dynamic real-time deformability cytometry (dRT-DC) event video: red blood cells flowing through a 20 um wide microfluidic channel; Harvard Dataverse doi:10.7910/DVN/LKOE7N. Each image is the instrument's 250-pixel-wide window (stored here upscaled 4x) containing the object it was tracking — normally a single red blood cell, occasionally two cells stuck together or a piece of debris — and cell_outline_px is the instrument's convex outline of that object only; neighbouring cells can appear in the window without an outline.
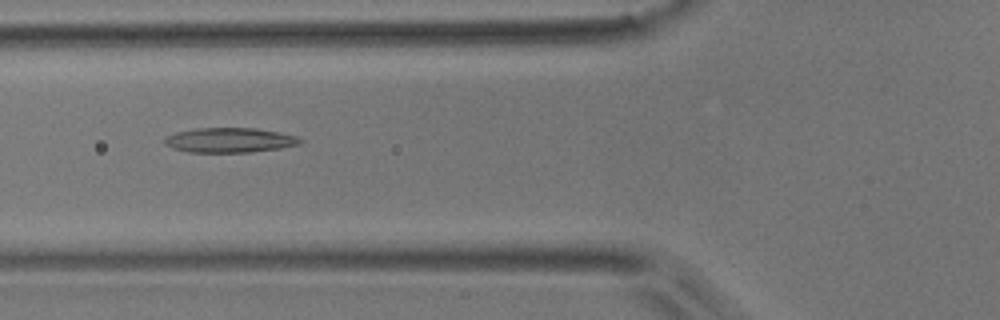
{"species": "common noctule bat (a hibernating species)", "species_latin": "Nyctalus noctula", "temperature_condition": "room temperature", "stored_images_in_passage": 8, "camera_frame_rate_fps": 3000, "um_per_image_px": 0.085, "animal": {"sex": "male", "body_mass_g": 17.9}, "frame": {"image": 1, "passage_image": 4, "time_ms": 3.667, "image_size_px": [1000, 320], "cell_outline_px": [[304, 140], [300, 144], [280, 148], [252, 152], [188, 152], [172, 148], [164, 144], [164, 140], [168, 136], [176, 132], [196, 128], [256, 128], [296, 136]], "centroid_in_image_um": [19.51, 11.91], "position_along_channel_um": 106.3, "area_um2": 19.48}}
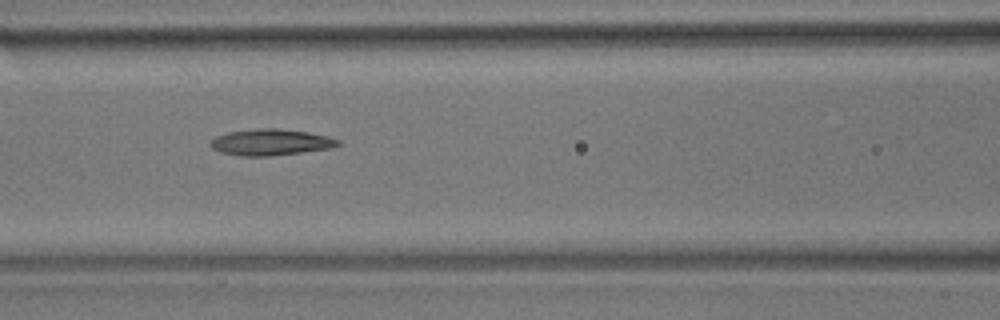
{"frame": {"image": 2, "passage_image": 5, "time_ms": 4.667, "image_size_px": [1000, 320], "cell_outline_px": [[344, 144], [332, 148], [268, 156], [240, 156], [220, 152], [212, 148], [208, 144], [216, 136], [228, 132], [260, 128], [276, 128], [308, 132], [328, 136], [340, 140]], "centroid_in_image_um": [23.03, 12.09], "position_along_channel_um": 143.6, "area_um2": 19.59}}
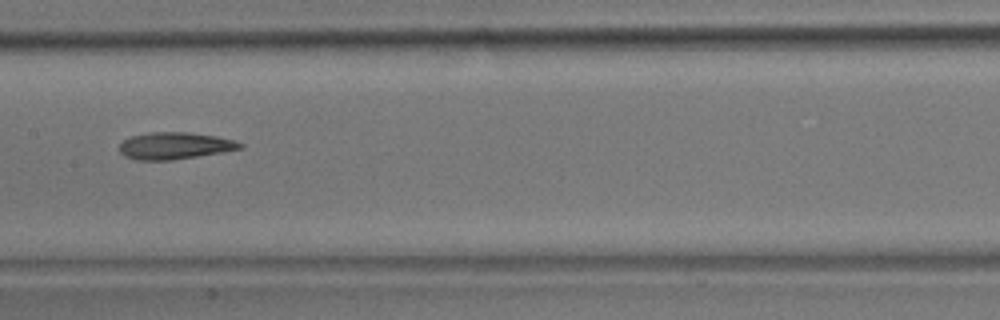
{"frame": {"image": 3, "passage_image": 6, "time_ms": 6.0, "image_size_px": [1000, 320], "cell_outline_px": [[244, 148], [224, 152], [172, 160], [136, 160], [124, 156], [120, 152], [120, 144], [124, 140], [132, 136], [152, 132], [188, 132], [216, 136], [236, 140], [244, 144]], "centroid_in_image_um": [14.9, 12.39], "position_along_channel_um": 192.5, "area_um2": 19.02}}